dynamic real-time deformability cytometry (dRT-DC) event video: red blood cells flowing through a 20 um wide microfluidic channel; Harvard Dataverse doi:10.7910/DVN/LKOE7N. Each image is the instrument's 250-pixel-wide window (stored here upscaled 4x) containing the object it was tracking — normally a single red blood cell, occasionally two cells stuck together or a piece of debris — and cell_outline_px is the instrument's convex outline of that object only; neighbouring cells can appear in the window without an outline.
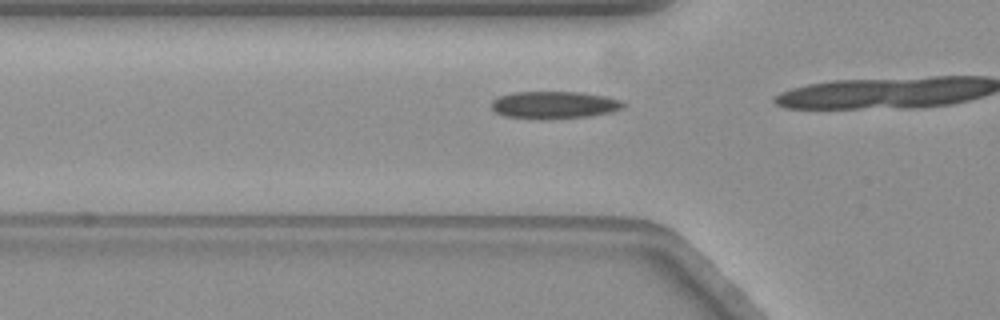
{"species": "common noctule bat (a hibernating species)", "species_latin": "Nyctalus noctula", "temperature_condition": "warm", "stored_images_in_passage": 18, "camera_frame_rate_fps": 3000, "um_per_image_px": 0.085, "animal": {"sex": "female", "body_mass_g": 19.3, "forearm_length_mm": 54.1}, "frame": {"image": 1, "passage_image": 16, "time_ms": 5.0, "image_size_px": [1000, 320], "cell_outline_px": [[624, 108], [608, 112], [588, 116], [508, 116], [496, 112], [492, 108], [492, 100], [496, 96], [512, 92], [580, 92], [608, 96], [624, 100]], "centroid_in_image_um": [47.15, 8.85], "position_along_channel_um": 78.6, "area_um2": 20.06}}